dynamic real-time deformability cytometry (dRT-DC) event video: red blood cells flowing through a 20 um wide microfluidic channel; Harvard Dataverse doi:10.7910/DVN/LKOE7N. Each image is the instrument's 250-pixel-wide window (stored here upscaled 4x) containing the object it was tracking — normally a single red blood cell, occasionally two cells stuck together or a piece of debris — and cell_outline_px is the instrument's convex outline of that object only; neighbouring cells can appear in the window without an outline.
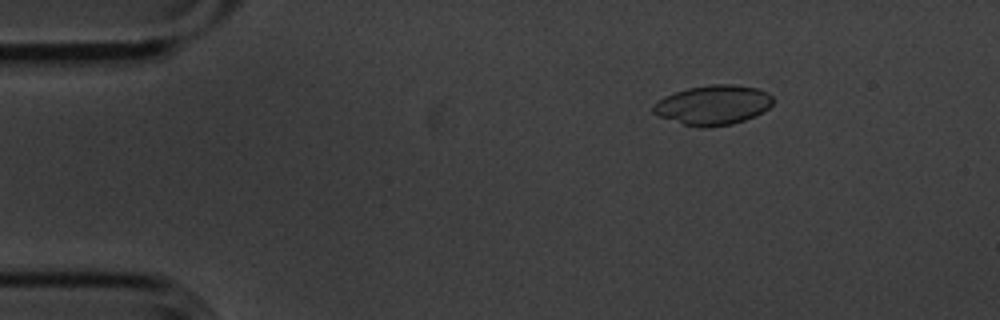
{"species": "common noctule bat (a hibernating species)", "species_latin": "Nyctalus noctula", "temperature_condition": "cold", "stored_images_in_passage": 56, "camera_frame_rate_fps": 3000, "um_per_image_px": 0.085, "animal": {"sex": "male", "body_mass_g": 20.1, "forearm_length_mm": 53.5}, "frame": {"image": 1, "passage_image": 9, "time_ms": 2.667, "image_size_px": [1000, 320], "cell_outline_px": [[772, 104], [768, 108], [756, 116], [732, 124], [704, 128], [700, 128], [684, 124], [660, 116], [652, 112], [652, 104], [664, 96], [688, 88], [712, 84], [732, 84], [760, 88], [768, 92], [772, 96]], "centroid_in_image_um": [60.62, 8.92], "position_along_channel_um": 24.4, "area_um2": 27.74}}
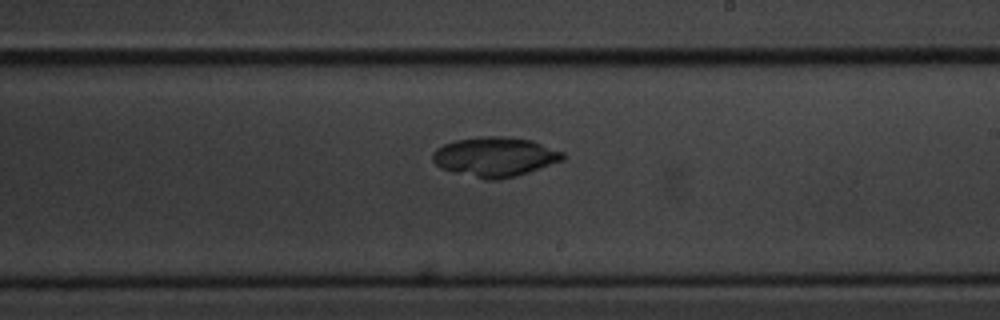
{"frame": {"image": 2, "passage_image": 33, "time_ms": 10.667, "image_size_px": [1000, 320], "cell_outline_px": [[564, 160], [516, 176], [496, 180], [488, 180], [452, 172], [440, 168], [432, 160], [432, 152], [436, 148], [444, 144], [456, 140], [480, 136], [504, 136], [532, 140], [564, 152]], "centroid_in_image_um": [42.05, 13.32], "position_along_channel_um": 246.9, "area_um2": 30.11}}
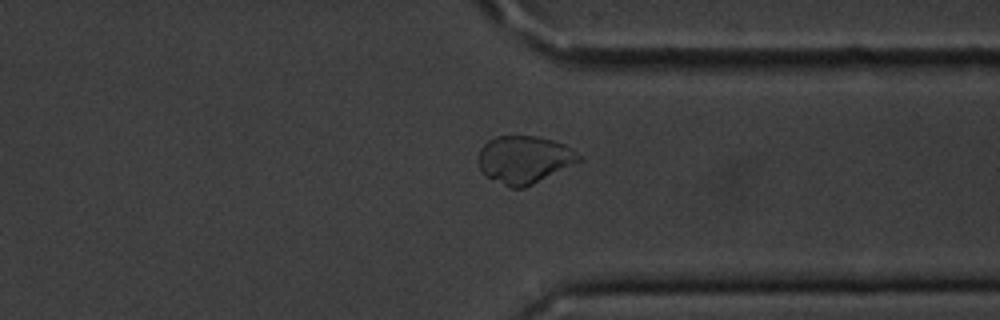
{"frame": {"image": 3, "passage_image": 43, "time_ms": 14.0, "image_size_px": [1000, 320], "cell_outline_px": [[584, 160], [524, 188], [508, 188], [484, 176], [480, 168], [480, 148], [488, 140], [496, 136], [536, 136], [552, 140], [564, 144], [572, 148], [584, 156]], "centroid_in_image_um": [44.6, 13.57], "position_along_channel_um": 366.8, "area_um2": 28.21}, "authors_computed_cell_mechanics": {"area_um2": 28.9289, "velocity_mm_per_s": 3.6216, "shape_relaxation_time_tau1_ms": 6.7617, "shape_relaxation_time_tau2_ms": 3.3079, "deformation_change_tau1": 0.2359, "deformation_change_tau2": 0.0302}}